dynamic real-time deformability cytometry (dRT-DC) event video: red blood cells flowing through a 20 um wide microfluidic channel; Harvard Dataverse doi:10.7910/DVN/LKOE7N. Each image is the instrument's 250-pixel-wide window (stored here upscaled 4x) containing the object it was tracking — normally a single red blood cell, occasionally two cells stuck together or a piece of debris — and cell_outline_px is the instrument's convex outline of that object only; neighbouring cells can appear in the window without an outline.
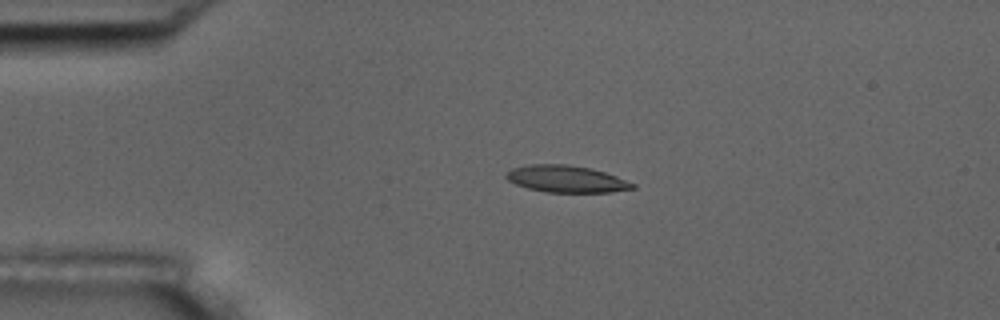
{"species": "common noctule bat (a hibernating species)", "species_latin": "Nyctalus noctula", "temperature_condition": "room temperature", "stored_images_in_passage": 5, "camera_frame_rate_fps": 3000, "um_per_image_px": 0.085, "animal": {"sex": "male", "body_mass_g": 17.5, "forearm_length_mm": 52.3}, "frame": {"image": 1, "passage_image": 4, "time_ms": 3.333, "image_size_px": [1000, 320], "cell_outline_px": [[636, 188], [608, 192], [544, 192], [528, 188], [516, 184], [508, 180], [504, 176], [512, 168], [528, 164], [568, 164], [592, 168], [616, 176], [636, 184]], "centroid_in_image_um": [48.13, 15.2], "position_along_channel_um": 36.9, "area_um2": 19.83}}